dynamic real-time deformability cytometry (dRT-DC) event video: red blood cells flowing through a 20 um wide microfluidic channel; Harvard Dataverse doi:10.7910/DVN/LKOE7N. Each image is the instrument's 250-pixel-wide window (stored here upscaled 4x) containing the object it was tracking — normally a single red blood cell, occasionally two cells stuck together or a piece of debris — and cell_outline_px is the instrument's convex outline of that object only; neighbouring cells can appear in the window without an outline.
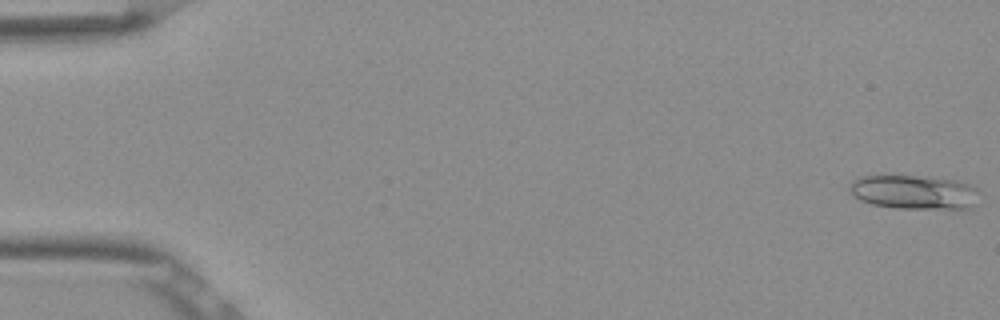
{"species": "Egyptian fruit bat (a non-hibernating species)", "species_latin": "Rousettus aegyptiacus", "temperature_condition": "room temperature", "stored_images_in_passage": 52, "camera_frame_rate_fps": 3000, "um_per_image_px": 0.085, "frame": {"image": 1, "passage_image": 1, "time_ms": 0.0, "image_size_px": [1000, 320], "cell_outline_px": [[976, 192], [968, 208], [896, 208], [872, 204], [860, 200], [848, 188], [852, 180], [860, 176], [916, 176], [952, 180], [968, 184], [976, 188]], "centroid_in_image_um": [77.58, 16.32], "position_along_channel_um": 7.4, "area_um2": 24.91}}
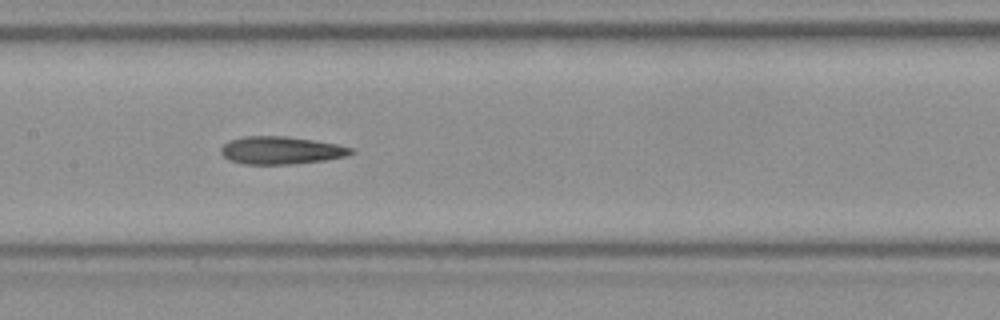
{"frame": {"image": 2, "passage_image": 26, "time_ms": 8.333, "image_size_px": [1000, 320], "cell_outline_px": [[356, 152], [348, 156], [324, 160], [288, 164], [244, 164], [228, 160], [220, 152], [220, 148], [228, 140], [244, 136], [288, 136], [336, 144], [352, 148]], "centroid_in_image_um": [23.86, 12.77], "position_along_channel_um": 183.5, "area_um2": 21.04}}
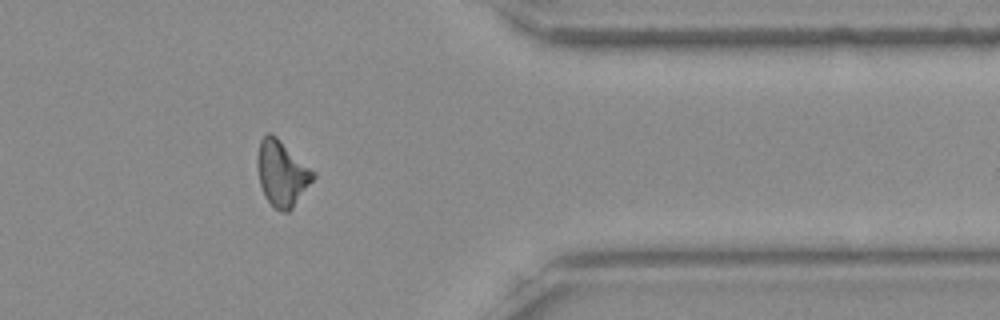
{"frame": {"image": 3, "passage_image": 43, "time_ms": 14.0, "image_size_px": [1000, 320], "cell_outline_px": [[316, 176], [292, 208], [288, 212], [284, 212], [272, 208], [264, 196], [260, 184], [256, 164], [256, 156], [260, 140], [268, 132], [272, 132], [316, 172]], "centroid_in_image_um": [23.94, 14.72], "position_along_channel_um": 387.5, "area_um2": 21.62}, "authors_computed_cell_mechanics": {"area_um2": 21.3571, "velocity_mm_per_s": 3.8812, "shape_relaxation_time_tau1_ms": 5.4219, "shape_relaxation_time_tau2_ms": 3.4699, "deformation_change_tau1": 0.1585, "deformation_change_tau2": 0.1392}}